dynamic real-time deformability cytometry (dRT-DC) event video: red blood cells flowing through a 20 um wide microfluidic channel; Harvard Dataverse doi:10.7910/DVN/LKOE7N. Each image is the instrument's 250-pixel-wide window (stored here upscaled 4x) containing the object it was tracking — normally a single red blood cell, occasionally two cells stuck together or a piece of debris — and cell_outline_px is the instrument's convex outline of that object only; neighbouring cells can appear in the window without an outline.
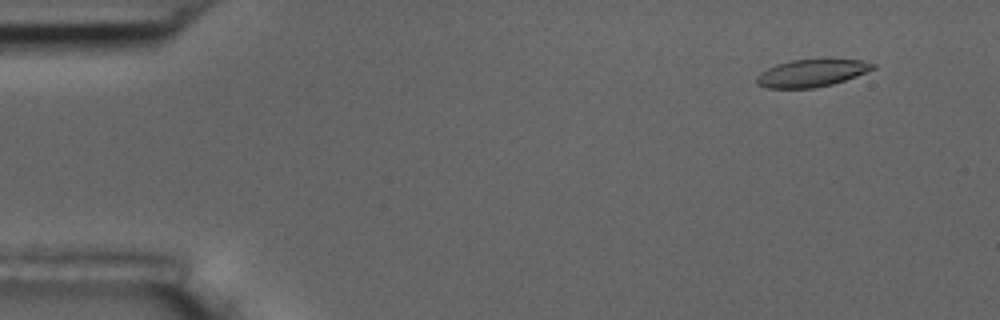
{"species": "common noctule bat (a hibernating species)", "species_latin": "Nyctalus noctula", "temperature_condition": "room temperature", "stored_images_in_passage": 55, "camera_frame_rate_fps": 3000, "um_per_image_px": 0.085, "animal": {"sex": "male", "body_mass_g": 17.5, "forearm_length_mm": 52.3}, "frame": {"image": 1, "passage_image": 5, "time_ms": 1.333, "image_size_px": [1000, 320], "cell_outline_px": [[876, 68], [856, 76], [832, 84], [812, 88], [768, 88], [756, 84], [756, 76], [760, 72], [776, 64], [792, 60], [860, 60], [876, 64]], "centroid_in_image_um": [68.95, 6.22], "position_along_channel_um": 16.0, "area_um2": 18.32}}
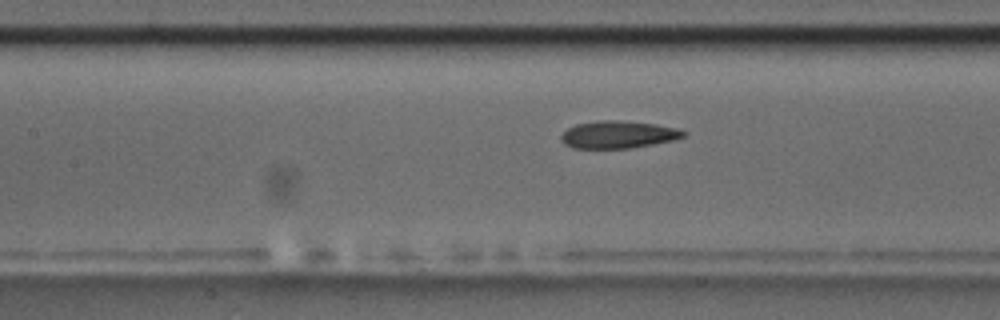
{"frame": {"image": 2, "passage_image": 25, "time_ms": 8.0, "image_size_px": [1000, 320], "cell_outline_px": [[688, 132], [684, 136], [676, 140], [628, 148], [572, 148], [564, 144], [560, 140], [560, 136], [568, 128], [576, 124], [596, 120], [616, 120], [656, 124], [680, 128]], "centroid_in_image_um": [52.56, 11.43], "position_along_channel_um": 154.8, "area_um2": 19.71}}
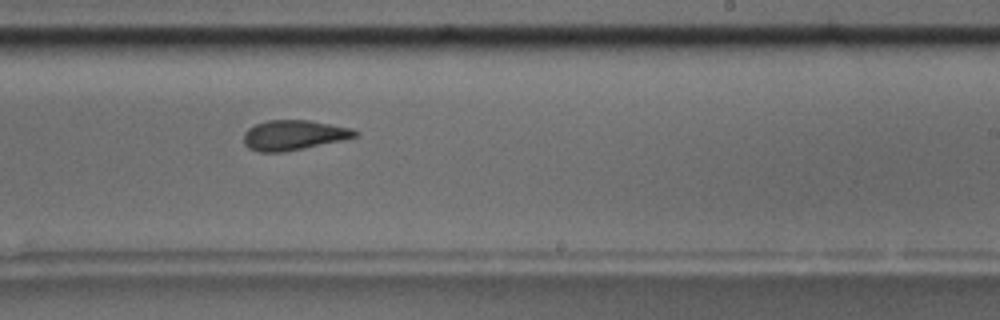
{"frame": {"image": 3, "passage_image": 34, "time_ms": 11.0, "image_size_px": [1000, 320], "cell_outline_px": [[360, 136], [344, 140], [284, 152], [260, 152], [248, 148], [244, 144], [244, 132], [248, 128], [256, 124], [268, 120], [308, 120], [352, 128], [360, 132]], "centroid_in_image_um": [24.99, 11.49], "position_along_channel_um": 264.0, "area_um2": 19.59}, "authors_computed_cell_mechanics": {"area_um2": 19.941, "velocity_mm_per_s": 3.6578, "shape_relaxation_time_tau1_ms": 6.2746, "shape_relaxation_time_tau2_ms": 1.9347, "deformation_change_tau1": 0.1865, "deformation_change_tau2": 0.0874}}